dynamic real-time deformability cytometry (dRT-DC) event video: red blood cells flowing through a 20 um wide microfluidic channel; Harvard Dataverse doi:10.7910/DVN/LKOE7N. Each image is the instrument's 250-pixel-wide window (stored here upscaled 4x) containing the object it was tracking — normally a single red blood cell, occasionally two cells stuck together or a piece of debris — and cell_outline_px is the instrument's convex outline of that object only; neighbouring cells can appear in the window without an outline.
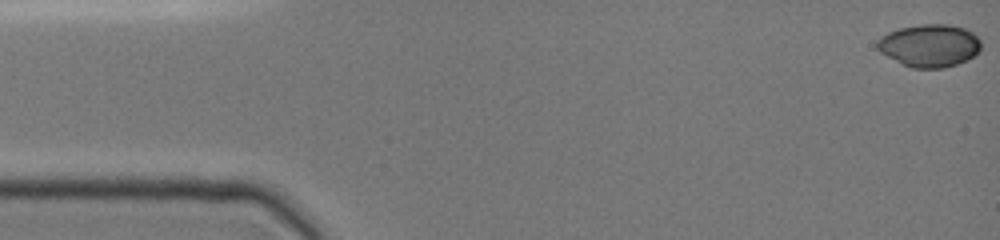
{"species": "common noctule bat (a hibernating species)", "species_latin": "Nyctalus noctula", "temperature_condition": "cold", "stored_images_in_passage": 42, "camera_frame_rate_fps": 3000, "um_per_image_px": 0.085, "animal": {"sex": "female", "body_mass_g": 19.0, "forearm_length_mm": 51.5}, "frame": {"image": 1, "passage_image": 1, "time_ms": 0.0, "image_size_px": [1000, 240], "cell_outline_px": [[980, 52], [956, 64], [944, 68], [912, 68], [900, 64], [880, 52], [876, 48], [876, 40], [880, 36], [888, 32], [900, 28], [920, 24], [948, 24], [964, 28], [972, 32], [980, 40]], "centroid_in_image_um": [78.96, 3.87], "position_along_channel_um": 6.0, "area_um2": 25.95}}
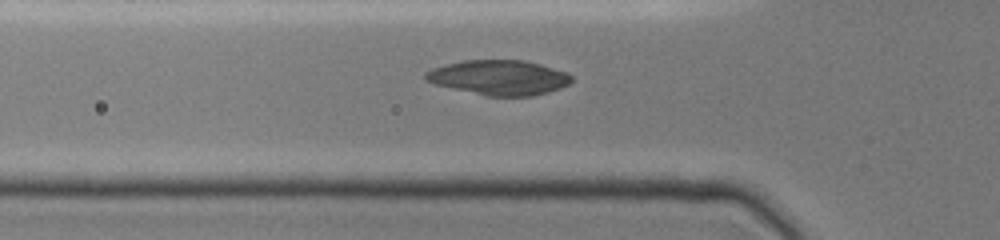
{"frame": {"image": 2, "passage_image": 16, "time_ms": 5.0, "image_size_px": [1000, 240], "cell_outline_px": [[572, 80], [568, 84], [560, 88], [548, 92], [532, 96], [484, 96], [436, 84], [428, 80], [424, 76], [424, 72], [432, 68], [444, 64], [464, 60], [524, 60], [540, 64], [568, 72], [572, 76]], "centroid_in_image_um": [42.43, 6.59], "position_along_channel_um": 83.4, "area_um2": 29.71}}
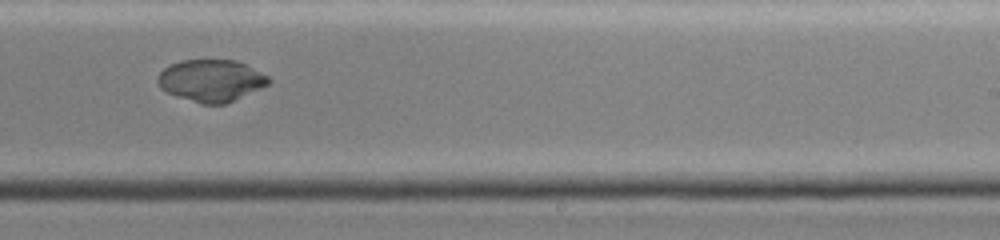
{"frame": {"image": 3, "passage_image": 30, "time_ms": 9.667, "image_size_px": [1000, 240], "cell_outline_px": [[272, 80], [268, 84], [228, 104], [200, 104], [164, 92], [160, 88], [156, 80], [156, 76], [164, 68], [180, 60], [236, 60], [268, 76]], "centroid_in_image_um": [17.91, 6.86], "position_along_channel_um": 271.1, "area_um2": 27.28}}